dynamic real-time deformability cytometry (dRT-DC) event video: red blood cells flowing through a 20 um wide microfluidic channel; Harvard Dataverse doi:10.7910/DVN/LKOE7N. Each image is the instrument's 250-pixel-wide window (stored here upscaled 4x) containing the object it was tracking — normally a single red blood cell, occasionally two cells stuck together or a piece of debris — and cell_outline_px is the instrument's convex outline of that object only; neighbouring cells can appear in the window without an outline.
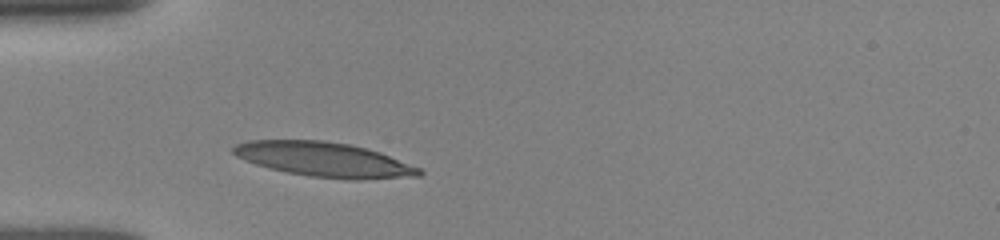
{"species": "human", "species_latin": "Homo sapiens", "temperature_condition": "room temperature", "stored_images_in_passage": 29, "camera_frame_rate_fps": 3000, "um_per_image_px": 0.085, "donor": {"sex": "female"}, "frame": {"image": 1, "passage_image": 1, "time_ms": 0.0, "image_size_px": [1000, 240], "cell_outline_px": [[424, 172], [420, 176], [360, 180], [348, 180], [308, 176], [268, 168], [256, 164], [236, 156], [232, 152], [232, 148], [236, 144], [248, 140], [324, 140], [348, 144], [380, 152], [420, 168]], "centroid_in_image_um": [27.56, 13.57], "position_along_channel_um": 57.4, "area_um2": 37.51}}
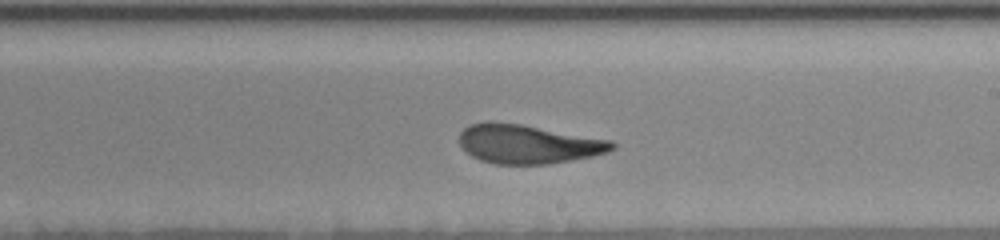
{"frame": {"image": 2, "passage_image": 16, "time_ms": 5.0, "image_size_px": [1000, 240], "cell_outline_px": [[616, 148], [608, 152], [592, 156], [548, 164], [492, 164], [480, 160], [472, 156], [460, 144], [460, 132], [468, 124], [488, 120], [492, 120], [520, 124], [612, 140], [616, 144]], "centroid_in_image_um": [44.87, 12.23], "position_along_channel_um": 244.1, "area_um2": 34.85}}
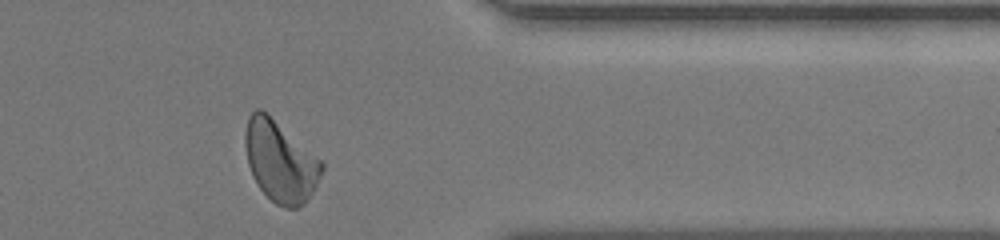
{"frame": {"image": 3, "passage_image": 28, "time_ms": 9.0, "image_size_px": [1000, 240], "cell_outline_px": [[324, 168], [316, 188], [308, 200], [304, 204], [296, 208], [284, 208], [276, 204], [260, 188], [252, 176], [248, 164], [244, 144], [244, 132], [248, 116], [256, 108], [260, 108], [268, 112], [320, 160], [324, 164]], "centroid_in_image_um": [23.81, 13.7], "position_along_channel_um": 387.6, "area_um2": 36.41}, "authors_computed_cell_mechanics": {"area_um2": 35.1424, "velocity_mm_per_s": 3.864, "shape_relaxation_time_tau1_ms": 5.7858, "shape_relaxation_time_tau2_ms": 1.4833, "deformation_change_tau1": 0.2019, "deformation_change_tau2": 0.0973}}